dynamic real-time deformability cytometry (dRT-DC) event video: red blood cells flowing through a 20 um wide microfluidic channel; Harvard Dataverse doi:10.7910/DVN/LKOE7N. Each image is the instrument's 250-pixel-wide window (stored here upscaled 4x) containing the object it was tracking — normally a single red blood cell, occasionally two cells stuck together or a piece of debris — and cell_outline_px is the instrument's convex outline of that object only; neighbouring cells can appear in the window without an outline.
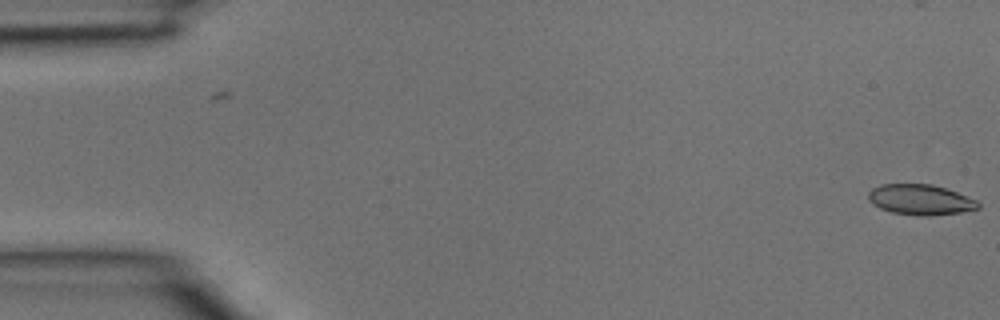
{"species": "common noctule bat (a hibernating species)", "species_latin": "Nyctalus noctula", "temperature_condition": "room temperature", "stored_images_in_passage": 39, "camera_frame_rate_fps": 3000, "um_per_image_px": 0.085, "animal": {"sex": "male", "body_mass_g": 15.6}, "frame": {"image": 1, "passage_image": 1, "time_ms": 0.0, "image_size_px": [1000, 320], "cell_outline_px": [[980, 204], [976, 208], [956, 212], [896, 212], [884, 208], [876, 204], [868, 196], [876, 188], [884, 184], [928, 184], [944, 188], [956, 192]], "centroid_in_image_um": [78.23, 16.9], "position_along_channel_um": 6.8, "area_um2": 17.22}}
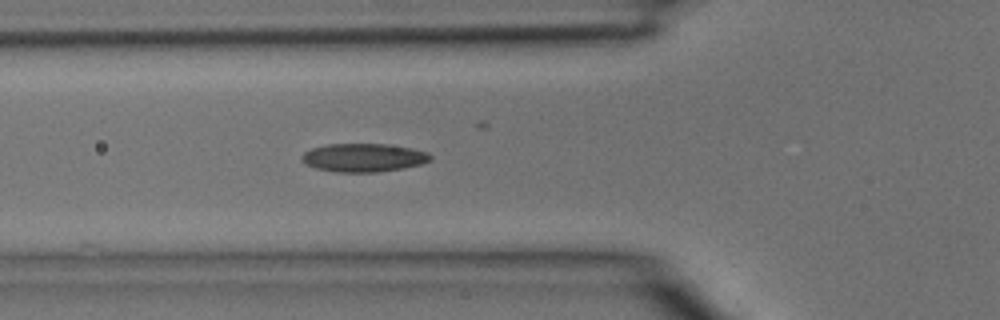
{"frame": {"image": 2, "passage_image": 14, "time_ms": 4.333, "image_size_px": [1000, 320], "cell_outline_px": [[432, 156], [428, 160], [416, 164], [400, 168], [368, 172], [348, 172], [320, 168], [308, 164], [304, 160], [304, 156], [308, 152], [316, 148], [332, 144], [380, 144], [404, 148], [424, 152]], "centroid_in_image_um": [30.91, 13.39], "position_along_channel_um": 94.9, "area_um2": 19.59}}
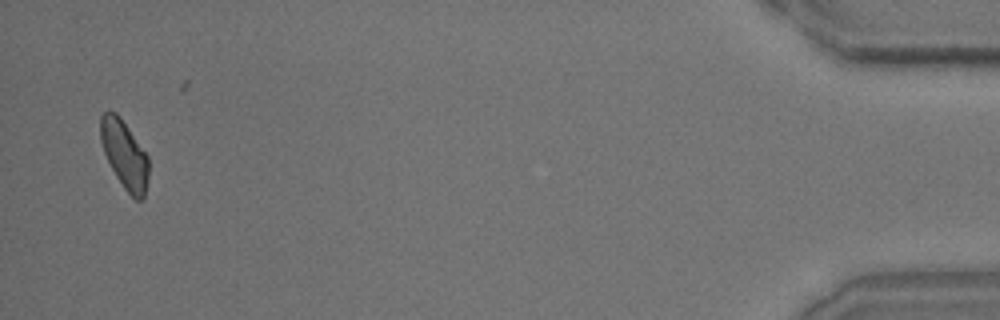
{"frame": {"image": 3, "passage_image": 38, "time_ms": 12.333, "image_size_px": [1000, 320], "cell_outline_px": [[148, 172], [144, 196], [140, 200], [136, 200], [128, 192], [112, 168], [104, 152], [100, 136], [100, 116], [104, 112], [112, 112], [124, 124], [148, 156]], "centroid_in_image_um": [10.57, 13.15], "position_along_channel_um": 424.6, "area_um2": 18.09}}